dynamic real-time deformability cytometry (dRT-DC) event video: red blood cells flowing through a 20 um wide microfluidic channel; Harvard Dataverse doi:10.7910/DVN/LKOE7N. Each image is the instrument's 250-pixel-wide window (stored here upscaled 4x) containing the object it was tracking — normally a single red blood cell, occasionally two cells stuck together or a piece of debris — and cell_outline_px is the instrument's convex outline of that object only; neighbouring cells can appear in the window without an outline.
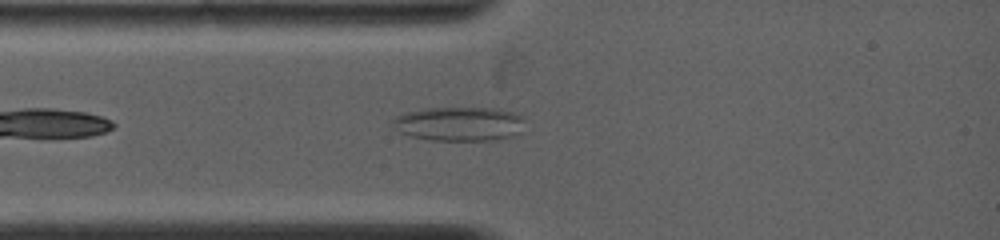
{"species": "common noctule bat (a hibernating species)", "species_latin": "Nyctalus noctula", "temperature_condition": "warm", "stored_images_in_passage": 40, "camera_frame_rate_fps": 5000, "um_per_image_px": 0.085, "animal": {"sex": "female", "body_mass_g": 19.0, "forearm_length_mm": 53.3}, "frame": {"image": 1, "passage_image": 6, "time_ms": 1.2, "image_size_px": [1000, 240], "cell_outline_px": [[524, 116], [516, 132], [512, 136], [492, 140], [432, 140], [412, 136], [400, 132], [392, 124], [392, 120], [396, 116], [408, 112], [424, 108], [500, 108]], "centroid_in_image_um": [38.99, 10.51], "position_along_channel_um": 46.0, "area_um2": 25.89}}
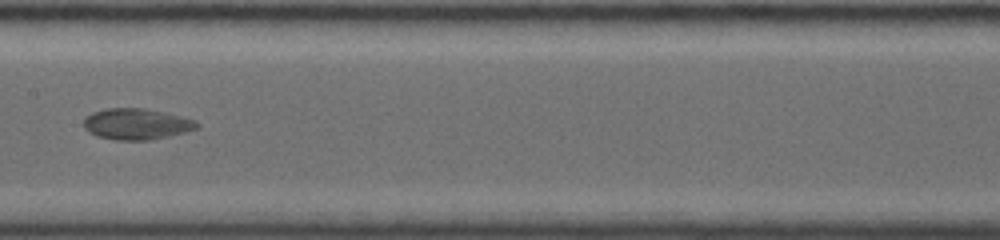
{"frame": {"image": 2, "passage_image": 12, "time_ms": 5.0, "image_size_px": [1000, 240], "cell_outline_px": [[200, 128], [168, 136], [148, 140], [116, 140], [96, 136], [88, 132], [84, 128], [84, 116], [92, 112], [108, 108], [144, 108], [164, 112], [196, 120], [200, 124]], "centroid_in_image_um": [11.59, 10.54], "position_along_channel_um": 195.8, "area_um2": 20.63}}
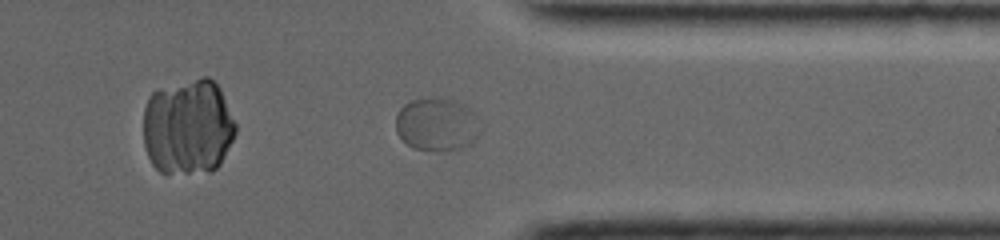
{"frame": {"image": 3, "passage_image": 21, "time_ms": 9.6, "image_size_px": [1000, 240], "cell_outline_px": [[484, 128], [468, 144], [460, 148], [448, 152], [436, 152], [412, 148], [396, 132], [396, 116], [400, 108], [404, 104], [412, 100], [436, 96], [448, 96], [464, 104], [480, 120]], "centroid_in_image_um": [37.16, 10.56], "position_along_channel_um": 374.2, "area_um2": 26.93}}